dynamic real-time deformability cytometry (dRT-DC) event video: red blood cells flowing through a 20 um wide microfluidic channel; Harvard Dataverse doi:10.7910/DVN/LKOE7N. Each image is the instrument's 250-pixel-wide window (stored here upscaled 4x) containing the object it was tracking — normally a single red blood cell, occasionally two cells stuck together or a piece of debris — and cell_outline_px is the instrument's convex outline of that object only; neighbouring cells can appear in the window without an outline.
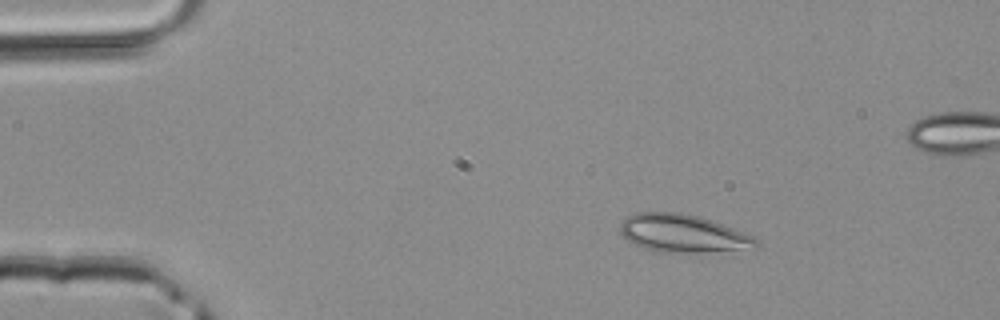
{"species": "common noctule bat (a hibernating species)", "species_latin": "Nyctalus noctula", "temperature_condition": "room temperature", "stored_images_in_passage": 5, "camera_frame_rate_fps": 3000, "um_per_image_px": 0.085, "animal": {"sex": "male", "body_mass_g": 20.4}, "frame": {"image": 1, "passage_image": 2, "time_ms": 0.333, "image_size_px": [1000, 320], "cell_outline_px": [[760, 244], [740, 248], [700, 252], [668, 252], [644, 248], [628, 240], [620, 232], [620, 224], [628, 216], [636, 212], [680, 212], [712, 220], [752, 236]], "centroid_in_image_um": [57.95, 19.81], "position_along_channel_um": 27.0, "area_um2": 29.07}}
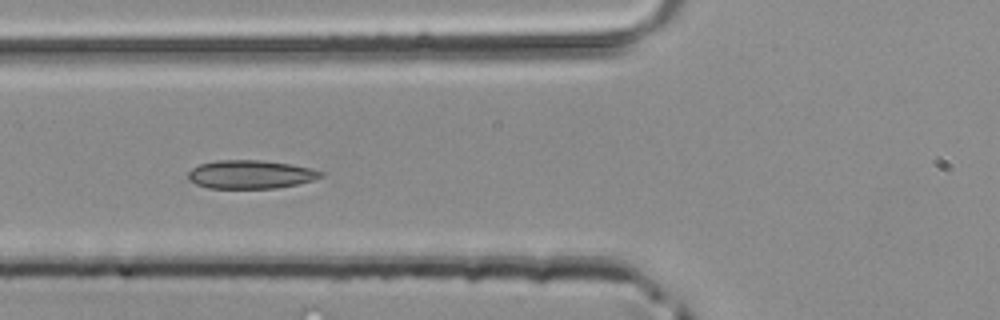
{"frame": {"image": 2, "passage_image": 5, "time_ms": 1.333, "image_size_px": [1000, 320], "cell_outline_px": [[324, 176], [312, 180], [296, 184], [276, 188], [208, 188], [196, 184], [188, 180], [188, 172], [192, 168], [200, 164], [216, 160], [264, 160], [292, 164], [312, 168], [324, 172]], "centroid_in_image_um": [21.3, 14.82], "position_along_channel_um": 104.5, "area_um2": 22.14}}